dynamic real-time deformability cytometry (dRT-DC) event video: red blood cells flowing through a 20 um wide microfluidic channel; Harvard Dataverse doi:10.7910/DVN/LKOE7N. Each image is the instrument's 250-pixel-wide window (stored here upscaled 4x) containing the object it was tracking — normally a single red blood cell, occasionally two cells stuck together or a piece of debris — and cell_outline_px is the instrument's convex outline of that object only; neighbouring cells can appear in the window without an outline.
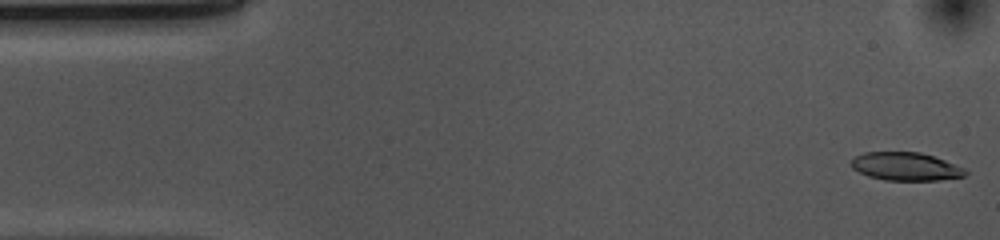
{"species": "common noctule bat (a hibernating species)", "species_latin": "Nyctalus noctula", "temperature_condition": "cold", "stored_images_in_passage": 14, "camera_frame_rate_fps": 3000, "um_per_image_px": 0.085, "animal": {"sex": "female", "body_mass_g": 10.0, "forearm_length_mm": 53.1}, "frame": {"image": 1, "passage_image": 1, "time_ms": 0.0, "image_size_px": [1000, 240], "cell_outline_px": [[968, 172], [964, 176], [940, 180], [884, 180], [868, 176], [852, 168], [848, 164], [856, 156], [864, 152], [920, 152], [944, 160], [964, 168]], "centroid_in_image_um": [76.96, 14.15], "position_along_channel_um": 8.0, "area_um2": 18.67}}
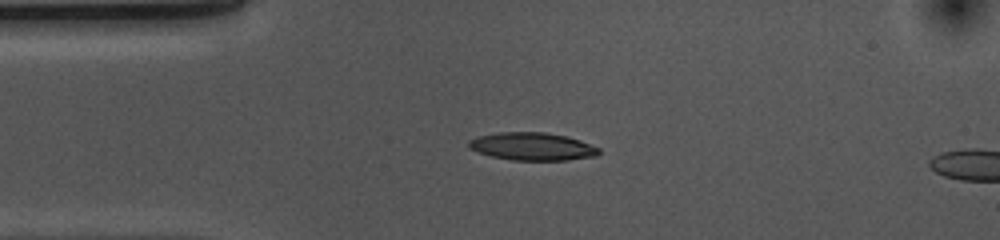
{"frame": {"image": 2, "passage_image": 11, "time_ms": 3.333, "image_size_px": [1000, 240], "cell_outline_px": [[600, 152], [596, 156], [568, 160], [512, 160], [492, 156], [468, 148], [468, 140], [476, 136], [500, 132], [544, 132], [568, 136], [580, 140], [600, 148]], "centroid_in_image_um": [45.25, 12.44], "position_along_channel_um": 39.7, "area_um2": 21.15}}